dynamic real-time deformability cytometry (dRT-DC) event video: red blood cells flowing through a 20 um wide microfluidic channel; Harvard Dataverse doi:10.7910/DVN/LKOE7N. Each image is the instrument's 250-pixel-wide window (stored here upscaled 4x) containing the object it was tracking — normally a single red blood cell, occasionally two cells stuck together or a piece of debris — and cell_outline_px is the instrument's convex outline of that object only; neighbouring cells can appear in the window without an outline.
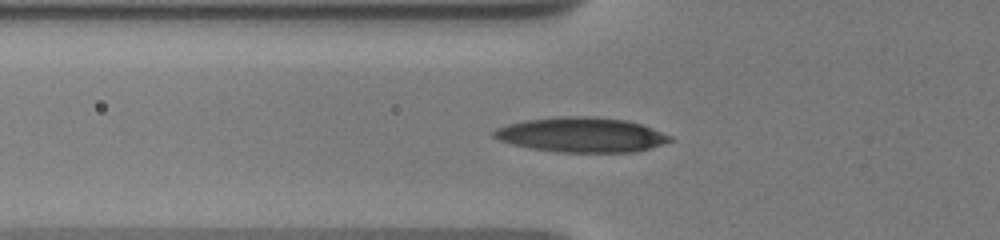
{"species": "human", "species_latin": "Homo sapiens", "temperature_condition": "warm", "stored_images_in_passage": 9, "camera_frame_rate_fps": 3000, "um_per_image_px": 0.085, "donor": {"sex": "male"}, "frame": {"image": 1, "passage_image": 4, "time_ms": 1.333, "image_size_px": [1000, 240], "cell_outline_px": [[672, 140], [648, 148], [632, 152], [556, 152], [532, 148], [512, 144], [500, 140], [492, 136], [492, 132], [496, 128], [508, 124], [524, 120], [556, 116], [592, 116], [628, 120], [644, 124], [672, 136]], "centroid_in_image_um": [49.41, 11.44], "position_along_channel_um": 76.4, "area_um2": 35.84}}